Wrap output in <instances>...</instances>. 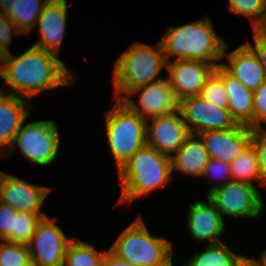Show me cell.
<instances>
[{
    "label": "cell",
    "mask_w": 266,
    "mask_h": 266,
    "mask_svg": "<svg viewBox=\"0 0 266 266\" xmlns=\"http://www.w3.org/2000/svg\"><path fill=\"white\" fill-rule=\"evenodd\" d=\"M173 179L171 158L144 145L118 171L121 195L116 204L128 202L130 206L134 200L170 185Z\"/></svg>",
    "instance_id": "cell-3"
},
{
    "label": "cell",
    "mask_w": 266,
    "mask_h": 266,
    "mask_svg": "<svg viewBox=\"0 0 266 266\" xmlns=\"http://www.w3.org/2000/svg\"><path fill=\"white\" fill-rule=\"evenodd\" d=\"M0 266H32L28 246L0 241Z\"/></svg>",
    "instance_id": "cell-26"
},
{
    "label": "cell",
    "mask_w": 266,
    "mask_h": 266,
    "mask_svg": "<svg viewBox=\"0 0 266 266\" xmlns=\"http://www.w3.org/2000/svg\"><path fill=\"white\" fill-rule=\"evenodd\" d=\"M107 249L97 250L86 241L74 237L67 246L65 264L67 266H103V257Z\"/></svg>",
    "instance_id": "cell-25"
},
{
    "label": "cell",
    "mask_w": 266,
    "mask_h": 266,
    "mask_svg": "<svg viewBox=\"0 0 266 266\" xmlns=\"http://www.w3.org/2000/svg\"><path fill=\"white\" fill-rule=\"evenodd\" d=\"M54 217L42 218L29 243L32 266H61L65 263L66 249L72 238L56 223Z\"/></svg>",
    "instance_id": "cell-9"
},
{
    "label": "cell",
    "mask_w": 266,
    "mask_h": 266,
    "mask_svg": "<svg viewBox=\"0 0 266 266\" xmlns=\"http://www.w3.org/2000/svg\"><path fill=\"white\" fill-rule=\"evenodd\" d=\"M122 102L148 120L178 110L180 100L166 76L131 91Z\"/></svg>",
    "instance_id": "cell-10"
},
{
    "label": "cell",
    "mask_w": 266,
    "mask_h": 266,
    "mask_svg": "<svg viewBox=\"0 0 266 266\" xmlns=\"http://www.w3.org/2000/svg\"><path fill=\"white\" fill-rule=\"evenodd\" d=\"M228 10L250 20L253 29L266 14V0H228Z\"/></svg>",
    "instance_id": "cell-27"
},
{
    "label": "cell",
    "mask_w": 266,
    "mask_h": 266,
    "mask_svg": "<svg viewBox=\"0 0 266 266\" xmlns=\"http://www.w3.org/2000/svg\"><path fill=\"white\" fill-rule=\"evenodd\" d=\"M77 75L58 55L32 45L18 56L6 53L0 79L7 86L0 91L32 100L46 90L75 85Z\"/></svg>",
    "instance_id": "cell-1"
},
{
    "label": "cell",
    "mask_w": 266,
    "mask_h": 266,
    "mask_svg": "<svg viewBox=\"0 0 266 266\" xmlns=\"http://www.w3.org/2000/svg\"><path fill=\"white\" fill-rule=\"evenodd\" d=\"M211 159L231 163L251 141L252 128L238 124L235 128L198 134Z\"/></svg>",
    "instance_id": "cell-17"
},
{
    "label": "cell",
    "mask_w": 266,
    "mask_h": 266,
    "mask_svg": "<svg viewBox=\"0 0 266 266\" xmlns=\"http://www.w3.org/2000/svg\"><path fill=\"white\" fill-rule=\"evenodd\" d=\"M164 68H167V60L160 41L154 46L133 42L118 56L112 68L115 100L122 101L138 87L163 78Z\"/></svg>",
    "instance_id": "cell-4"
},
{
    "label": "cell",
    "mask_w": 266,
    "mask_h": 266,
    "mask_svg": "<svg viewBox=\"0 0 266 266\" xmlns=\"http://www.w3.org/2000/svg\"><path fill=\"white\" fill-rule=\"evenodd\" d=\"M261 195L262 192L255 184L231 180L212 190L207 196L223 217L257 220L266 209Z\"/></svg>",
    "instance_id": "cell-8"
},
{
    "label": "cell",
    "mask_w": 266,
    "mask_h": 266,
    "mask_svg": "<svg viewBox=\"0 0 266 266\" xmlns=\"http://www.w3.org/2000/svg\"><path fill=\"white\" fill-rule=\"evenodd\" d=\"M252 31L263 41L266 42V14L263 18L253 27Z\"/></svg>",
    "instance_id": "cell-37"
},
{
    "label": "cell",
    "mask_w": 266,
    "mask_h": 266,
    "mask_svg": "<svg viewBox=\"0 0 266 266\" xmlns=\"http://www.w3.org/2000/svg\"><path fill=\"white\" fill-rule=\"evenodd\" d=\"M103 266H137L125 261L115 255L110 249H107L103 257Z\"/></svg>",
    "instance_id": "cell-36"
},
{
    "label": "cell",
    "mask_w": 266,
    "mask_h": 266,
    "mask_svg": "<svg viewBox=\"0 0 266 266\" xmlns=\"http://www.w3.org/2000/svg\"><path fill=\"white\" fill-rule=\"evenodd\" d=\"M237 253L230 249L226 241L207 244L203 251L193 253V258L180 266H239L247 256Z\"/></svg>",
    "instance_id": "cell-22"
},
{
    "label": "cell",
    "mask_w": 266,
    "mask_h": 266,
    "mask_svg": "<svg viewBox=\"0 0 266 266\" xmlns=\"http://www.w3.org/2000/svg\"><path fill=\"white\" fill-rule=\"evenodd\" d=\"M230 166L232 180L251 184H256V181L261 187H266V180L261 174L257 154L251 143L230 163Z\"/></svg>",
    "instance_id": "cell-24"
},
{
    "label": "cell",
    "mask_w": 266,
    "mask_h": 266,
    "mask_svg": "<svg viewBox=\"0 0 266 266\" xmlns=\"http://www.w3.org/2000/svg\"><path fill=\"white\" fill-rule=\"evenodd\" d=\"M15 135L12 146L8 152L1 158L2 160L11 156L14 150H17L27 159L39 166L53 165L59 154L60 132L53 120L27 121ZM11 154V155H10Z\"/></svg>",
    "instance_id": "cell-7"
},
{
    "label": "cell",
    "mask_w": 266,
    "mask_h": 266,
    "mask_svg": "<svg viewBox=\"0 0 266 266\" xmlns=\"http://www.w3.org/2000/svg\"><path fill=\"white\" fill-rule=\"evenodd\" d=\"M41 219L39 214L18 212L14 223V243L27 245Z\"/></svg>",
    "instance_id": "cell-29"
},
{
    "label": "cell",
    "mask_w": 266,
    "mask_h": 266,
    "mask_svg": "<svg viewBox=\"0 0 266 266\" xmlns=\"http://www.w3.org/2000/svg\"><path fill=\"white\" fill-rule=\"evenodd\" d=\"M67 0H49L39 16L34 29L39 32L37 41L32 44L48 52L60 55L66 34L68 5Z\"/></svg>",
    "instance_id": "cell-14"
},
{
    "label": "cell",
    "mask_w": 266,
    "mask_h": 266,
    "mask_svg": "<svg viewBox=\"0 0 266 266\" xmlns=\"http://www.w3.org/2000/svg\"><path fill=\"white\" fill-rule=\"evenodd\" d=\"M260 259H256L255 260L259 263L260 266H266V248L259 254Z\"/></svg>",
    "instance_id": "cell-40"
},
{
    "label": "cell",
    "mask_w": 266,
    "mask_h": 266,
    "mask_svg": "<svg viewBox=\"0 0 266 266\" xmlns=\"http://www.w3.org/2000/svg\"><path fill=\"white\" fill-rule=\"evenodd\" d=\"M53 188L37 186L14 174L0 171V201L9 204L18 212L48 215L41 210L47 196Z\"/></svg>",
    "instance_id": "cell-12"
},
{
    "label": "cell",
    "mask_w": 266,
    "mask_h": 266,
    "mask_svg": "<svg viewBox=\"0 0 266 266\" xmlns=\"http://www.w3.org/2000/svg\"><path fill=\"white\" fill-rule=\"evenodd\" d=\"M18 211L0 201V240L14 243V223Z\"/></svg>",
    "instance_id": "cell-31"
},
{
    "label": "cell",
    "mask_w": 266,
    "mask_h": 266,
    "mask_svg": "<svg viewBox=\"0 0 266 266\" xmlns=\"http://www.w3.org/2000/svg\"><path fill=\"white\" fill-rule=\"evenodd\" d=\"M239 266H259V263L255 260L254 257H246Z\"/></svg>",
    "instance_id": "cell-39"
},
{
    "label": "cell",
    "mask_w": 266,
    "mask_h": 266,
    "mask_svg": "<svg viewBox=\"0 0 266 266\" xmlns=\"http://www.w3.org/2000/svg\"><path fill=\"white\" fill-rule=\"evenodd\" d=\"M49 0H13L8 18L15 24L22 36L34 31L36 22Z\"/></svg>",
    "instance_id": "cell-23"
},
{
    "label": "cell",
    "mask_w": 266,
    "mask_h": 266,
    "mask_svg": "<svg viewBox=\"0 0 266 266\" xmlns=\"http://www.w3.org/2000/svg\"><path fill=\"white\" fill-rule=\"evenodd\" d=\"M5 56H6V52L0 47V68L2 66Z\"/></svg>",
    "instance_id": "cell-41"
},
{
    "label": "cell",
    "mask_w": 266,
    "mask_h": 266,
    "mask_svg": "<svg viewBox=\"0 0 266 266\" xmlns=\"http://www.w3.org/2000/svg\"><path fill=\"white\" fill-rule=\"evenodd\" d=\"M104 113L106 141L118 172L146 145V120L119 100Z\"/></svg>",
    "instance_id": "cell-6"
},
{
    "label": "cell",
    "mask_w": 266,
    "mask_h": 266,
    "mask_svg": "<svg viewBox=\"0 0 266 266\" xmlns=\"http://www.w3.org/2000/svg\"><path fill=\"white\" fill-rule=\"evenodd\" d=\"M14 35L22 37L15 24L6 16L0 15V47L7 53L10 52Z\"/></svg>",
    "instance_id": "cell-34"
},
{
    "label": "cell",
    "mask_w": 266,
    "mask_h": 266,
    "mask_svg": "<svg viewBox=\"0 0 266 266\" xmlns=\"http://www.w3.org/2000/svg\"><path fill=\"white\" fill-rule=\"evenodd\" d=\"M167 62L202 60L215 67L222 64L227 41L218 36L209 16L179 26H167L159 40Z\"/></svg>",
    "instance_id": "cell-2"
},
{
    "label": "cell",
    "mask_w": 266,
    "mask_h": 266,
    "mask_svg": "<svg viewBox=\"0 0 266 266\" xmlns=\"http://www.w3.org/2000/svg\"><path fill=\"white\" fill-rule=\"evenodd\" d=\"M173 243L150 234L141 215L125 227L109 249L119 258L137 266H173Z\"/></svg>",
    "instance_id": "cell-5"
},
{
    "label": "cell",
    "mask_w": 266,
    "mask_h": 266,
    "mask_svg": "<svg viewBox=\"0 0 266 266\" xmlns=\"http://www.w3.org/2000/svg\"><path fill=\"white\" fill-rule=\"evenodd\" d=\"M254 96V116L253 128L266 124V81L263 82L256 90Z\"/></svg>",
    "instance_id": "cell-33"
},
{
    "label": "cell",
    "mask_w": 266,
    "mask_h": 266,
    "mask_svg": "<svg viewBox=\"0 0 266 266\" xmlns=\"http://www.w3.org/2000/svg\"><path fill=\"white\" fill-rule=\"evenodd\" d=\"M250 143L255 148L261 174L266 180V126L252 128Z\"/></svg>",
    "instance_id": "cell-32"
},
{
    "label": "cell",
    "mask_w": 266,
    "mask_h": 266,
    "mask_svg": "<svg viewBox=\"0 0 266 266\" xmlns=\"http://www.w3.org/2000/svg\"><path fill=\"white\" fill-rule=\"evenodd\" d=\"M27 98L0 91V159L8 152L22 123L31 115Z\"/></svg>",
    "instance_id": "cell-19"
},
{
    "label": "cell",
    "mask_w": 266,
    "mask_h": 266,
    "mask_svg": "<svg viewBox=\"0 0 266 266\" xmlns=\"http://www.w3.org/2000/svg\"><path fill=\"white\" fill-rule=\"evenodd\" d=\"M172 173L175 171L192 177H202L210 157L198 134H190L183 145L170 157Z\"/></svg>",
    "instance_id": "cell-21"
},
{
    "label": "cell",
    "mask_w": 266,
    "mask_h": 266,
    "mask_svg": "<svg viewBox=\"0 0 266 266\" xmlns=\"http://www.w3.org/2000/svg\"><path fill=\"white\" fill-rule=\"evenodd\" d=\"M222 79L228 95V110L238 124L253 128L254 96L239 80L231 75L222 65L214 70Z\"/></svg>",
    "instance_id": "cell-20"
},
{
    "label": "cell",
    "mask_w": 266,
    "mask_h": 266,
    "mask_svg": "<svg viewBox=\"0 0 266 266\" xmlns=\"http://www.w3.org/2000/svg\"><path fill=\"white\" fill-rule=\"evenodd\" d=\"M253 43L249 42V40L245 41V43L254 51V53L257 55L258 59L260 60L264 72L266 75V42L260 39L253 31Z\"/></svg>",
    "instance_id": "cell-35"
},
{
    "label": "cell",
    "mask_w": 266,
    "mask_h": 266,
    "mask_svg": "<svg viewBox=\"0 0 266 266\" xmlns=\"http://www.w3.org/2000/svg\"><path fill=\"white\" fill-rule=\"evenodd\" d=\"M200 96L217 108L228 109L229 100L223 79L215 71L207 78Z\"/></svg>",
    "instance_id": "cell-28"
},
{
    "label": "cell",
    "mask_w": 266,
    "mask_h": 266,
    "mask_svg": "<svg viewBox=\"0 0 266 266\" xmlns=\"http://www.w3.org/2000/svg\"><path fill=\"white\" fill-rule=\"evenodd\" d=\"M222 59L221 65L247 89L254 91L266 81L260 60L245 42L229 52L226 43ZM224 59H228V64Z\"/></svg>",
    "instance_id": "cell-18"
},
{
    "label": "cell",
    "mask_w": 266,
    "mask_h": 266,
    "mask_svg": "<svg viewBox=\"0 0 266 266\" xmlns=\"http://www.w3.org/2000/svg\"><path fill=\"white\" fill-rule=\"evenodd\" d=\"M214 70L213 64L202 60H172L167 62L166 68L170 85L179 100L200 95Z\"/></svg>",
    "instance_id": "cell-15"
},
{
    "label": "cell",
    "mask_w": 266,
    "mask_h": 266,
    "mask_svg": "<svg viewBox=\"0 0 266 266\" xmlns=\"http://www.w3.org/2000/svg\"><path fill=\"white\" fill-rule=\"evenodd\" d=\"M202 177L209 178V180L213 183L215 181L219 182H216V184H214L210 188H207V196L212 190L223 186L224 184L232 180L231 166L227 162L210 158L208 163L206 164Z\"/></svg>",
    "instance_id": "cell-30"
},
{
    "label": "cell",
    "mask_w": 266,
    "mask_h": 266,
    "mask_svg": "<svg viewBox=\"0 0 266 266\" xmlns=\"http://www.w3.org/2000/svg\"><path fill=\"white\" fill-rule=\"evenodd\" d=\"M205 199L206 201H195L189 204L186 221L188 233L196 241L217 244L222 242L221 239L225 235V217L208 196Z\"/></svg>",
    "instance_id": "cell-16"
},
{
    "label": "cell",
    "mask_w": 266,
    "mask_h": 266,
    "mask_svg": "<svg viewBox=\"0 0 266 266\" xmlns=\"http://www.w3.org/2000/svg\"><path fill=\"white\" fill-rule=\"evenodd\" d=\"M179 111L192 134L228 130L238 125L228 109L217 108L200 95L180 100Z\"/></svg>",
    "instance_id": "cell-11"
},
{
    "label": "cell",
    "mask_w": 266,
    "mask_h": 266,
    "mask_svg": "<svg viewBox=\"0 0 266 266\" xmlns=\"http://www.w3.org/2000/svg\"><path fill=\"white\" fill-rule=\"evenodd\" d=\"M190 134L179 109L146 120V145L169 157L183 145Z\"/></svg>",
    "instance_id": "cell-13"
},
{
    "label": "cell",
    "mask_w": 266,
    "mask_h": 266,
    "mask_svg": "<svg viewBox=\"0 0 266 266\" xmlns=\"http://www.w3.org/2000/svg\"><path fill=\"white\" fill-rule=\"evenodd\" d=\"M13 0H0V15L8 17L10 15V4Z\"/></svg>",
    "instance_id": "cell-38"
}]
</instances>
